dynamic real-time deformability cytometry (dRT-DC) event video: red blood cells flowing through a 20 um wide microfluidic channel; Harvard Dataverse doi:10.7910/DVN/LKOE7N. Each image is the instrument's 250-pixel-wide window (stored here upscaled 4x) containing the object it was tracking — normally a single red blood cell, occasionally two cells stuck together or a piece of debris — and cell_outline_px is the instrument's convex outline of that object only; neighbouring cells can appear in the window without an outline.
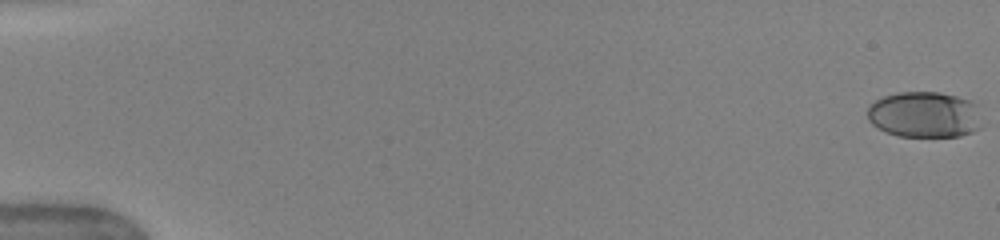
{"species": "human", "species_latin": "Homo sapiens", "temperature_condition": "warm", "stored_images_in_passage": 51, "camera_frame_rate_fps": 3000, "um_per_image_px": 0.085, "donor": {"sex": "female"}, "frame": {"image": 1, "passage_image": 1, "time_ms": 0.0, "image_size_px": [1000, 240], "cell_outline_px": [[980, 128], [972, 132], [960, 136], [900, 136], [884, 132], [876, 128], [868, 120], [868, 104], [884, 96], [896, 92], [940, 92], [972, 100], [976, 104]], "centroid_in_image_um": [78.54, 9.74], "position_along_channel_um": 6.5, "area_um2": 30.81}}
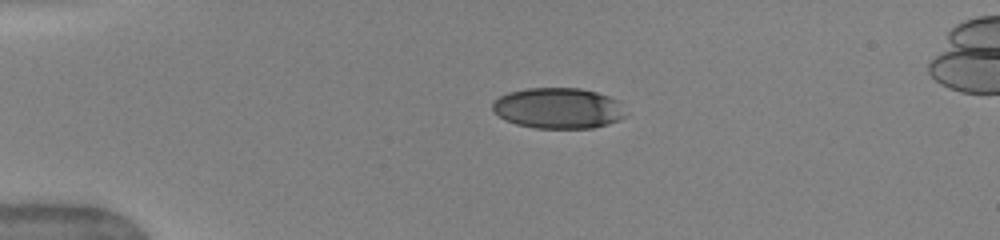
{"frame": {"image": 2, "passage_image": 13, "time_ms": 4.0, "image_size_px": [1000, 240], "cell_outline_px": [[628, 116], [620, 120], [608, 124], [592, 128], [536, 128], [516, 124], [504, 120], [492, 108], [492, 104], [500, 96], [508, 92], [528, 88], [580, 88], [596, 92], [608, 96], [616, 100]], "centroid_in_image_um": [47.46, 9.2], "position_along_channel_um": 37.5, "area_um2": 31.56}}
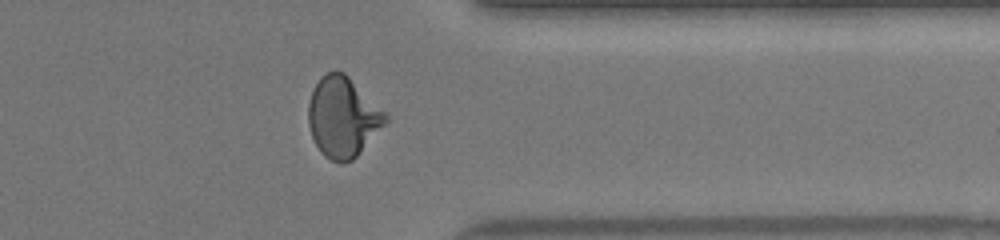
{"frame": {"image": 3, "passage_image": 42, "time_ms": 13.667, "image_size_px": [1000, 240], "cell_outline_px": [[388, 120], [356, 156], [352, 160], [332, 160], [324, 156], [320, 152], [312, 136], [308, 124], [308, 104], [312, 92], [320, 76], [336, 68], [344, 72], [388, 112]], "centroid_in_image_um": [29.15, 9.89], "position_along_channel_um": 382.3, "area_um2": 35.95}, "authors_computed_cell_mechanics": {"area_um2": 34.5066, "velocity_mm_per_s": 4.0923, "shape_relaxation_time_tau1_ms": 4.2066, "shape_relaxation_time_tau2_ms": 0.6822, "deformation_change_tau1": 0.1911, "deformation_change_tau2": 0.0615}}